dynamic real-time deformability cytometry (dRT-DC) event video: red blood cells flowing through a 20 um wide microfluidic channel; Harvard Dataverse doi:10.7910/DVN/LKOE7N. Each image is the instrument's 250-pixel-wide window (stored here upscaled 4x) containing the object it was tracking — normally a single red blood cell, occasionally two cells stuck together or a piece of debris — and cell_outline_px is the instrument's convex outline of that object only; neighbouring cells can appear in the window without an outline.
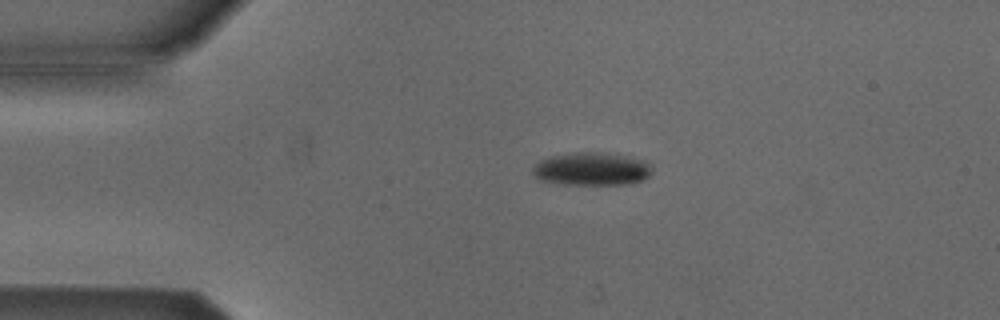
{"species": "Egyptian fruit bat (a non-hibernating species)", "species_latin": "Rousettus aegyptiacus", "temperature_condition": "cold", "stored_images_in_passage": 2, "camera_frame_rate_fps": 3000, "um_per_image_px": 0.085, "animal": {"sex": "male"}, "frame": {"image": 1, "passage_image": 1, "time_ms": 0.0, "image_size_px": [1000, 320], "cell_outline_px": [[652, 172], [644, 180], [632, 184], [560, 184], [540, 180], [532, 172], [532, 168], [540, 160], [548, 156], [576, 152], [608, 152], [628, 156], [644, 160], [652, 168]], "centroid_in_image_um": [50.31, 14.35], "position_along_channel_um": 34.7, "area_um2": 23.24}}
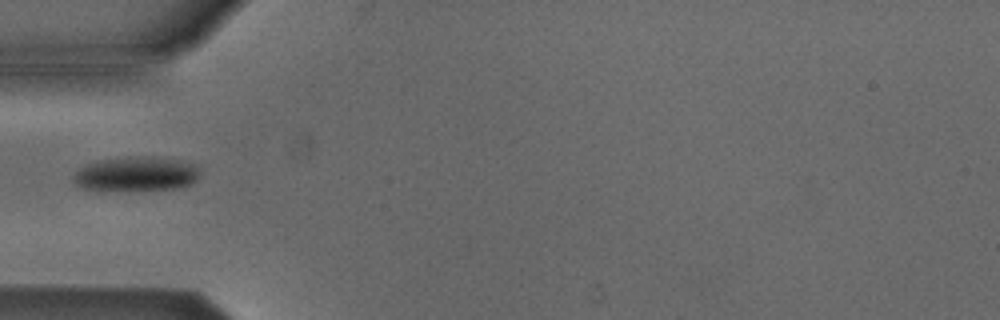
{"frame": {"image": 2, "passage_image": 2, "time_ms": 2.0, "image_size_px": [1000, 320], "cell_outline_px": [[200, 176], [192, 184], [176, 188], [96, 192], [80, 188], [72, 184], [72, 176], [80, 168], [88, 164], [100, 160], [128, 156], [152, 156], [180, 160], [200, 164]], "centroid_in_image_um": [11.56, 14.8], "position_along_channel_um": 73.4, "area_um2": 26.47}}